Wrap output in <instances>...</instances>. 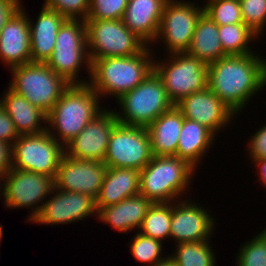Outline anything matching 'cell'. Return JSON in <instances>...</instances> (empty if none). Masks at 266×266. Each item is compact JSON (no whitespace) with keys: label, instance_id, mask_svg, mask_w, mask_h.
Instances as JSON below:
<instances>
[{"label":"cell","instance_id":"cell-1","mask_svg":"<svg viewBox=\"0 0 266 266\" xmlns=\"http://www.w3.org/2000/svg\"><path fill=\"white\" fill-rule=\"evenodd\" d=\"M264 86L266 59L257 53L226 55L208 64V88L235 114Z\"/></svg>","mask_w":266,"mask_h":266},{"label":"cell","instance_id":"cell-2","mask_svg":"<svg viewBox=\"0 0 266 266\" xmlns=\"http://www.w3.org/2000/svg\"><path fill=\"white\" fill-rule=\"evenodd\" d=\"M149 47L133 56L94 59L88 85L100 98L113 95L116 100L119 99L153 71L154 57L152 47Z\"/></svg>","mask_w":266,"mask_h":266},{"label":"cell","instance_id":"cell-3","mask_svg":"<svg viewBox=\"0 0 266 266\" xmlns=\"http://www.w3.org/2000/svg\"><path fill=\"white\" fill-rule=\"evenodd\" d=\"M99 99V94L88 84H70L47 114V131L65 147L104 110Z\"/></svg>","mask_w":266,"mask_h":266},{"label":"cell","instance_id":"cell-4","mask_svg":"<svg viewBox=\"0 0 266 266\" xmlns=\"http://www.w3.org/2000/svg\"><path fill=\"white\" fill-rule=\"evenodd\" d=\"M196 169L178 156H153L140 170V194L153 203L181 200ZM190 183V184H189Z\"/></svg>","mask_w":266,"mask_h":266},{"label":"cell","instance_id":"cell-5","mask_svg":"<svg viewBox=\"0 0 266 266\" xmlns=\"http://www.w3.org/2000/svg\"><path fill=\"white\" fill-rule=\"evenodd\" d=\"M117 102L122 110V113L115 111L119 123L144 128L174 106L154 71Z\"/></svg>","mask_w":266,"mask_h":266},{"label":"cell","instance_id":"cell-6","mask_svg":"<svg viewBox=\"0 0 266 266\" xmlns=\"http://www.w3.org/2000/svg\"><path fill=\"white\" fill-rule=\"evenodd\" d=\"M9 88L48 114L70 84L46 63L29 62L10 69Z\"/></svg>","mask_w":266,"mask_h":266},{"label":"cell","instance_id":"cell-7","mask_svg":"<svg viewBox=\"0 0 266 266\" xmlns=\"http://www.w3.org/2000/svg\"><path fill=\"white\" fill-rule=\"evenodd\" d=\"M46 64L69 84H88L89 81L78 79L82 66H87L85 69L91 73L85 20L67 19L62 24L52 55Z\"/></svg>","mask_w":266,"mask_h":266},{"label":"cell","instance_id":"cell-8","mask_svg":"<svg viewBox=\"0 0 266 266\" xmlns=\"http://www.w3.org/2000/svg\"><path fill=\"white\" fill-rule=\"evenodd\" d=\"M167 55L169 60L160 63L157 60L153 61V71L161 79L166 94L174 105L193 92L208 87L206 63L186 52Z\"/></svg>","mask_w":266,"mask_h":266},{"label":"cell","instance_id":"cell-9","mask_svg":"<svg viewBox=\"0 0 266 266\" xmlns=\"http://www.w3.org/2000/svg\"><path fill=\"white\" fill-rule=\"evenodd\" d=\"M90 61L141 53L148 45L131 32L121 19L85 20Z\"/></svg>","mask_w":266,"mask_h":266},{"label":"cell","instance_id":"cell-10","mask_svg":"<svg viewBox=\"0 0 266 266\" xmlns=\"http://www.w3.org/2000/svg\"><path fill=\"white\" fill-rule=\"evenodd\" d=\"M64 147L49 132L20 135L12 145V168L55 178Z\"/></svg>","mask_w":266,"mask_h":266},{"label":"cell","instance_id":"cell-11","mask_svg":"<svg viewBox=\"0 0 266 266\" xmlns=\"http://www.w3.org/2000/svg\"><path fill=\"white\" fill-rule=\"evenodd\" d=\"M147 128L117 123L103 162L107 167L142 170L153 158Z\"/></svg>","mask_w":266,"mask_h":266},{"label":"cell","instance_id":"cell-12","mask_svg":"<svg viewBox=\"0 0 266 266\" xmlns=\"http://www.w3.org/2000/svg\"><path fill=\"white\" fill-rule=\"evenodd\" d=\"M2 194L5 208H29V222L39 214L44 200L54 188L53 178L12 168L3 176ZM41 204V205H39Z\"/></svg>","mask_w":266,"mask_h":266},{"label":"cell","instance_id":"cell-13","mask_svg":"<svg viewBox=\"0 0 266 266\" xmlns=\"http://www.w3.org/2000/svg\"><path fill=\"white\" fill-rule=\"evenodd\" d=\"M203 13L204 4L200 7L191 1L168 0L163 10L155 42L161 39L166 45V50H169L168 54L186 52L197 22Z\"/></svg>","mask_w":266,"mask_h":266},{"label":"cell","instance_id":"cell-14","mask_svg":"<svg viewBox=\"0 0 266 266\" xmlns=\"http://www.w3.org/2000/svg\"><path fill=\"white\" fill-rule=\"evenodd\" d=\"M107 168L103 161L79 160L64 153L53 179L54 189L78 192L96 199Z\"/></svg>","mask_w":266,"mask_h":266},{"label":"cell","instance_id":"cell-15","mask_svg":"<svg viewBox=\"0 0 266 266\" xmlns=\"http://www.w3.org/2000/svg\"><path fill=\"white\" fill-rule=\"evenodd\" d=\"M108 110L104 108L64 147L66 155L79 160H104L110 134L118 123L115 111Z\"/></svg>","mask_w":266,"mask_h":266},{"label":"cell","instance_id":"cell-16","mask_svg":"<svg viewBox=\"0 0 266 266\" xmlns=\"http://www.w3.org/2000/svg\"><path fill=\"white\" fill-rule=\"evenodd\" d=\"M56 192V193H54ZM48 201L42 205L39 214L32 222L37 224L58 225L82 221L88 216H96L95 199L78 192L52 189ZM95 213V215H94Z\"/></svg>","mask_w":266,"mask_h":266},{"label":"cell","instance_id":"cell-17","mask_svg":"<svg viewBox=\"0 0 266 266\" xmlns=\"http://www.w3.org/2000/svg\"><path fill=\"white\" fill-rule=\"evenodd\" d=\"M204 208L186 199L172 202L170 238L176 244L210 240L215 229V219Z\"/></svg>","mask_w":266,"mask_h":266},{"label":"cell","instance_id":"cell-18","mask_svg":"<svg viewBox=\"0 0 266 266\" xmlns=\"http://www.w3.org/2000/svg\"><path fill=\"white\" fill-rule=\"evenodd\" d=\"M175 106L184 118L198 122L214 135L236 118L235 113L208 87L184 97Z\"/></svg>","mask_w":266,"mask_h":266},{"label":"cell","instance_id":"cell-19","mask_svg":"<svg viewBox=\"0 0 266 266\" xmlns=\"http://www.w3.org/2000/svg\"><path fill=\"white\" fill-rule=\"evenodd\" d=\"M0 59L10 69L31 62L29 16L22 4L1 29Z\"/></svg>","mask_w":266,"mask_h":266},{"label":"cell","instance_id":"cell-20","mask_svg":"<svg viewBox=\"0 0 266 266\" xmlns=\"http://www.w3.org/2000/svg\"><path fill=\"white\" fill-rule=\"evenodd\" d=\"M168 0H129L122 21L146 44L155 43Z\"/></svg>","mask_w":266,"mask_h":266},{"label":"cell","instance_id":"cell-21","mask_svg":"<svg viewBox=\"0 0 266 266\" xmlns=\"http://www.w3.org/2000/svg\"><path fill=\"white\" fill-rule=\"evenodd\" d=\"M30 20L31 62L46 63L52 55L58 31L67 19L43 5L36 22Z\"/></svg>","mask_w":266,"mask_h":266},{"label":"cell","instance_id":"cell-22","mask_svg":"<svg viewBox=\"0 0 266 266\" xmlns=\"http://www.w3.org/2000/svg\"><path fill=\"white\" fill-rule=\"evenodd\" d=\"M152 204L153 202L149 198L139 193L117 204L100 208L96 217L117 231L130 233L129 231L132 229L140 228L142 220Z\"/></svg>","mask_w":266,"mask_h":266},{"label":"cell","instance_id":"cell-23","mask_svg":"<svg viewBox=\"0 0 266 266\" xmlns=\"http://www.w3.org/2000/svg\"><path fill=\"white\" fill-rule=\"evenodd\" d=\"M140 192V170L108 167L95 199L97 211Z\"/></svg>","mask_w":266,"mask_h":266},{"label":"cell","instance_id":"cell-24","mask_svg":"<svg viewBox=\"0 0 266 266\" xmlns=\"http://www.w3.org/2000/svg\"><path fill=\"white\" fill-rule=\"evenodd\" d=\"M0 104L12 119L19 135L37 134L47 130V114L9 87L1 96Z\"/></svg>","mask_w":266,"mask_h":266},{"label":"cell","instance_id":"cell-25","mask_svg":"<svg viewBox=\"0 0 266 266\" xmlns=\"http://www.w3.org/2000/svg\"><path fill=\"white\" fill-rule=\"evenodd\" d=\"M183 120L182 112L174 105L147 127L154 156H176Z\"/></svg>","mask_w":266,"mask_h":266},{"label":"cell","instance_id":"cell-26","mask_svg":"<svg viewBox=\"0 0 266 266\" xmlns=\"http://www.w3.org/2000/svg\"><path fill=\"white\" fill-rule=\"evenodd\" d=\"M214 138L215 135L208 128L196 121L184 118L176 156L197 169L203 156L210 150Z\"/></svg>","mask_w":266,"mask_h":266},{"label":"cell","instance_id":"cell-27","mask_svg":"<svg viewBox=\"0 0 266 266\" xmlns=\"http://www.w3.org/2000/svg\"><path fill=\"white\" fill-rule=\"evenodd\" d=\"M218 25L205 13L199 18L186 53L207 65L226 56L221 46Z\"/></svg>","mask_w":266,"mask_h":266},{"label":"cell","instance_id":"cell-28","mask_svg":"<svg viewBox=\"0 0 266 266\" xmlns=\"http://www.w3.org/2000/svg\"><path fill=\"white\" fill-rule=\"evenodd\" d=\"M171 220L172 202H156L149 207L137 231L163 242L170 237Z\"/></svg>","mask_w":266,"mask_h":266},{"label":"cell","instance_id":"cell-29","mask_svg":"<svg viewBox=\"0 0 266 266\" xmlns=\"http://www.w3.org/2000/svg\"><path fill=\"white\" fill-rule=\"evenodd\" d=\"M210 240L180 243L169 257L177 266H215L216 258Z\"/></svg>","mask_w":266,"mask_h":266},{"label":"cell","instance_id":"cell-30","mask_svg":"<svg viewBox=\"0 0 266 266\" xmlns=\"http://www.w3.org/2000/svg\"><path fill=\"white\" fill-rule=\"evenodd\" d=\"M218 31L221 46L227 55L253 53L249 45L255 38H258L244 23L218 25Z\"/></svg>","mask_w":266,"mask_h":266},{"label":"cell","instance_id":"cell-31","mask_svg":"<svg viewBox=\"0 0 266 266\" xmlns=\"http://www.w3.org/2000/svg\"><path fill=\"white\" fill-rule=\"evenodd\" d=\"M163 243L164 242L160 240L136 232L132 241H130L131 245L129 246V251H131V254L138 262L147 264V266H155L157 263L167 258L161 255Z\"/></svg>","mask_w":266,"mask_h":266},{"label":"cell","instance_id":"cell-32","mask_svg":"<svg viewBox=\"0 0 266 266\" xmlns=\"http://www.w3.org/2000/svg\"><path fill=\"white\" fill-rule=\"evenodd\" d=\"M204 13L217 25L243 23L239 0H208Z\"/></svg>","mask_w":266,"mask_h":266},{"label":"cell","instance_id":"cell-33","mask_svg":"<svg viewBox=\"0 0 266 266\" xmlns=\"http://www.w3.org/2000/svg\"><path fill=\"white\" fill-rule=\"evenodd\" d=\"M237 266H266V232L263 230L239 248Z\"/></svg>","mask_w":266,"mask_h":266},{"label":"cell","instance_id":"cell-34","mask_svg":"<svg viewBox=\"0 0 266 266\" xmlns=\"http://www.w3.org/2000/svg\"><path fill=\"white\" fill-rule=\"evenodd\" d=\"M243 23L260 37L266 25V0H239Z\"/></svg>","mask_w":266,"mask_h":266},{"label":"cell","instance_id":"cell-35","mask_svg":"<svg viewBox=\"0 0 266 266\" xmlns=\"http://www.w3.org/2000/svg\"><path fill=\"white\" fill-rule=\"evenodd\" d=\"M129 0H90L86 20L122 19Z\"/></svg>","mask_w":266,"mask_h":266},{"label":"cell","instance_id":"cell-36","mask_svg":"<svg viewBox=\"0 0 266 266\" xmlns=\"http://www.w3.org/2000/svg\"><path fill=\"white\" fill-rule=\"evenodd\" d=\"M43 5L70 20H86L90 10V0H45Z\"/></svg>","mask_w":266,"mask_h":266},{"label":"cell","instance_id":"cell-37","mask_svg":"<svg viewBox=\"0 0 266 266\" xmlns=\"http://www.w3.org/2000/svg\"><path fill=\"white\" fill-rule=\"evenodd\" d=\"M252 138L249 140L248 155L252 160H258L266 157V124L261 128H258Z\"/></svg>","mask_w":266,"mask_h":266},{"label":"cell","instance_id":"cell-38","mask_svg":"<svg viewBox=\"0 0 266 266\" xmlns=\"http://www.w3.org/2000/svg\"><path fill=\"white\" fill-rule=\"evenodd\" d=\"M19 136L12 119L0 104V140L12 146Z\"/></svg>","mask_w":266,"mask_h":266},{"label":"cell","instance_id":"cell-39","mask_svg":"<svg viewBox=\"0 0 266 266\" xmlns=\"http://www.w3.org/2000/svg\"><path fill=\"white\" fill-rule=\"evenodd\" d=\"M20 0H0V32L11 16L21 7Z\"/></svg>","mask_w":266,"mask_h":266},{"label":"cell","instance_id":"cell-40","mask_svg":"<svg viewBox=\"0 0 266 266\" xmlns=\"http://www.w3.org/2000/svg\"><path fill=\"white\" fill-rule=\"evenodd\" d=\"M12 169V146L0 140V174L6 175Z\"/></svg>","mask_w":266,"mask_h":266},{"label":"cell","instance_id":"cell-41","mask_svg":"<svg viewBox=\"0 0 266 266\" xmlns=\"http://www.w3.org/2000/svg\"><path fill=\"white\" fill-rule=\"evenodd\" d=\"M253 164H256V167H258L257 169L259 171H257V175H259V181L262 182V184H264V186L266 187V157L258 159V160H253L252 161Z\"/></svg>","mask_w":266,"mask_h":266},{"label":"cell","instance_id":"cell-42","mask_svg":"<svg viewBox=\"0 0 266 266\" xmlns=\"http://www.w3.org/2000/svg\"><path fill=\"white\" fill-rule=\"evenodd\" d=\"M155 266H177V265L169 256H167L165 260L157 263Z\"/></svg>","mask_w":266,"mask_h":266},{"label":"cell","instance_id":"cell-43","mask_svg":"<svg viewBox=\"0 0 266 266\" xmlns=\"http://www.w3.org/2000/svg\"><path fill=\"white\" fill-rule=\"evenodd\" d=\"M2 237H3V227L2 225L0 224V242L2 240Z\"/></svg>","mask_w":266,"mask_h":266},{"label":"cell","instance_id":"cell-44","mask_svg":"<svg viewBox=\"0 0 266 266\" xmlns=\"http://www.w3.org/2000/svg\"><path fill=\"white\" fill-rule=\"evenodd\" d=\"M2 179H3V176L0 174V184H1V186H0V196L2 194Z\"/></svg>","mask_w":266,"mask_h":266}]
</instances>
